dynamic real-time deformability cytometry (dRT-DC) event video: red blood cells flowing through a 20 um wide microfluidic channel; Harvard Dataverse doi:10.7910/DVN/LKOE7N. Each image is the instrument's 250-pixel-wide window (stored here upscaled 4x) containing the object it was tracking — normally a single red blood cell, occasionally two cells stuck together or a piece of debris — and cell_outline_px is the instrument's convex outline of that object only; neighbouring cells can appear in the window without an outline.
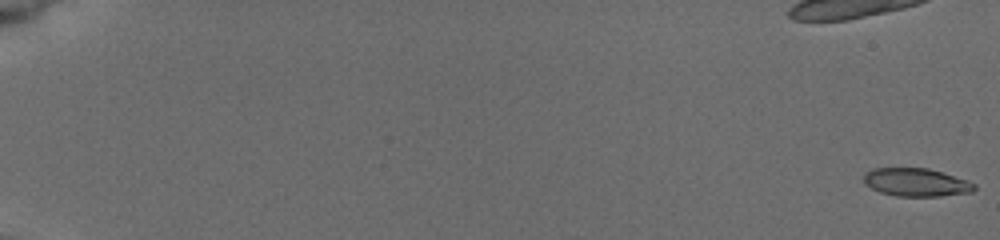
{"species": "common noctule bat (a hibernating species)", "species_latin": "Nyctalus noctula", "temperature_condition": "cold", "stored_images_in_passage": 27, "camera_frame_rate_fps": 3000, "um_per_image_px": 0.085, "animal": {"sex": "female", "body_mass_g": 19.5, "forearm_length_mm": 54.1}, "frame": {"image": 1, "passage_image": 1, "time_ms": 0.0, "image_size_px": [1000, 240], "cell_outline_px": [[976, 188], [972, 192], [940, 196], [896, 196], [880, 192], [864, 184], [864, 172], [872, 168], [928, 168], [968, 180], [976, 184]], "centroid_in_image_um": [77.87, 15.49], "position_along_channel_um": 7.1, "area_um2": 18.21}}